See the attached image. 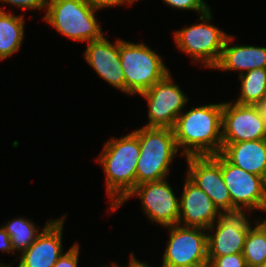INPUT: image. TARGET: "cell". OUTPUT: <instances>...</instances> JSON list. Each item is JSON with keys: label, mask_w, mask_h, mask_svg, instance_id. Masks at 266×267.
Returning a JSON list of instances; mask_svg holds the SVG:
<instances>
[{"label": "cell", "mask_w": 266, "mask_h": 267, "mask_svg": "<svg viewBox=\"0 0 266 267\" xmlns=\"http://www.w3.org/2000/svg\"><path fill=\"white\" fill-rule=\"evenodd\" d=\"M24 15L0 8V61L20 51L24 39Z\"/></svg>", "instance_id": "obj_19"}, {"label": "cell", "mask_w": 266, "mask_h": 267, "mask_svg": "<svg viewBox=\"0 0 266 267\" xmlns=\"http://www.w3.org/2000/svg\"><path fill=\"white\" fill-rule=\"evenodd\" d=\"M223 102L200 105L182 112L173 127L180 155L213 156L222 150ZM182 151V152H181Z\"/></svg>", "instance_id": "obj_1"}, {"label": "cell", "mask_w": 266, "mask_h": 267, "mask_svg": "<svg viewBox=\"0 0 266 267\" xmlns=\"http://www.w3.org/2000/svg\"><path fill=\"white\" fill-rule=\"evenodd\" d=\"M79 244L75 242L72 247L64 252L53 267H77L79 259Z\"/></svg>", "instance_id": "obj_25"}, {"label": "cell", "mask_w": 266, "mask_h": 267, "mask_svg": "<svg viewBox=\"0 0 266 267\" xmlns=\"http://www.w3.org/2000/svg\"><path fill=\"white\" fill-rule=\"evenodd\" d=\"M66 214L57 219H49L41 234L23 252L18 260V267H53L63 252L62 232ZM0 262V267H12Z\"/></svg>", "instance_id": "obj_14"}, {"label": "cell", "mask_w": 266, "mask_h": 267, "mask_svg": "<svg viewBox=\"0 0 266 267\" xmlns=\"http://www.w3.org/2000/svg\"><path fill=\"white\" fill-rule=\"evenodd\" d=\"M130 261L129 264L127 266L124 267H152L151 265L149 266V264H147V262H141L139 259H136V257L134 256L133 253L130 254ZM115 267H119L118 263H114Z\"/></svg>", "instance_id": "obj_29"}, {"label": "cell", "mask_w": 266, "mask_h": 267, "mask_svg": "<svg viewBox=\"0 0 266 267\" xmlns=\"http://www.w3.org/2000/svg\"><path fill=\"white\" fill-rule=\"evenodd\" d=\"M255 224L249 228L244 241L242 254L247 267H259L266 261V226L260 219Z\"/></svg>", "instance_id": "obj_21"}, {"label": "cell", "mask_w": 266, "mask_h": 267, "mask_svg": "<svg viewBox=\"0 0 266 267\" xmlns=\"http://www.w3.org/2000/svg\"><path fill=\"white\" fill-rule=\"evenodd\" d=\"M119 54L127 95L147 91L170 72L161 56L143 42L119 38Z\"/></svg>", "instance_id": "obj_5"}, {"label": "cell", "mask_w": 266, "mask_h": 267, "mask_svg": "<svg viewBox=\"0 0 266 267\" xmlns=\"http://www.w3.org/2000/svg\"><path fill=\"white\" fill-rule=\"evenodd\" d=\"M186 176L213 201L222 213H232V202L221 172V154L186 157Z\"/></svg>", "instance_id": "obj_11"}, {"label": "cell", "mask_w": 266, "mask_h": 267, "mask_svg": "<svg viewBox=\"0 0 266 267\" xmlns=\"http://www.w3.org/2000/svg\"><path fill=\"white\" fill-rule=\"evenodd\" d=\"M259 267H266V261L263 264H261Z\"/></svg>", "instance_id": "obj_33"}, {"label": "cell", "mask_w": 266, "mask_h": 267, "mask_svg": "<svg viewBox=\"0 0 266 267\" xmlns=\"http://www.w3.org/2000/svg\"><path fill=\"white\" fill-rule=\"evenodd\" d=\"M0 3L9 4L23 10H46L48 0H0Z\"/></svg>", "instance_id": "obj_26"}, {"label": "cell", "mask_w": 266, "mask_h": 267, "mask_svg": "<svg viewBox=\"0 0 266 267\" xmlns=\"http://www.w3.org/2000/svg\"><path fill=\"white\" fill-rule=\"evenodd\" d=\"M241 83L236 103L254 105L266 97V68H256L239 76Z\"/></svg>", "instance_id": "obj_20"}, {"label": "cell", "mask_w": 266, "mask_h": 267, "mask_svg": "<svg viewBox=\"0 0 266 267\" xmlns=\"http://www.w3.org/2000/svg\"><path fill=\"white\" fill-rule=\"evenodd\" d=\"M263 211L266 213V203L264 204V207H263V209H262V212H263ZM260 222H262V223L266 226V219H265V220H262V219H261Z\"/></svg>", "instance_id": "obj_31"}, {"label": "cell", "mask_w": 266, "mask_h": 267, "mask_svg": "<svg viewBox=\"0 0 266 267\" xmlns=\"http://www.w3.org/2000/svg\"><path fill=\"white\" fill-rule=\"evenodd\" d=\"M0 250L3 253H15L11 245V239L2 226L0 227Z\"/></svg>", "instance_id": "obj_28"}, {"label": "cell", "mask_w": 266, "mask_h": 267, "mask_svg": "<svg viewBox=\"0 0 266 267\" xmlns=\"http://www.w3.org/2000/svg\"><path fill=\"white\" fill-rule=\"evenodd\" d=\"M221 172L230 193L232 213L248 211L250 214L254 210L262 212L266 203L263 177L234 166L222 155Z\"/></svg>", "instance_id": "obj_10"}, {"label": "cell", "mask_w": 266, "mask_h": 267, "mask_svg": "<svg viewBox=\"0 0 266 267\" xmlns=\"http://www.w3.org/2000/svg\"><path fill=\"white\" fill-rule=\"evenodd\" d=\"M208 267H247L242 253L208 256Z\"/></svg>", "instance_id": "obj_23"}, {"label": "cell", "mask_w": 266, "mask_h": 267, "mask_svg": "<svg viewBox=\"0 0 266 267\" xmlns=\"http://www.w3.org/2000/svg\"><path fill=\"white\" fill-rule=\"evenodd\" d=\"M185 94L174 83L170 72L147 91L139 94L146 99L148 105V123L145 127L173 129L177 117L189 101Z\"/></svg>", "instance_id": "obj_8"}, {"label": "cell", "mask_w": 266, "mask_h": 267, "mask_svg": "<svg viewBox=\"0 0 266 267\" xmlns=\"http://www.w3.org/2000/svg\"><path fill=\"white\" fill-rule=\"evenodd\" d=\"M89 2L99 11L100 9H105L109 7H118L124 4L133 5L135 0H89Z\"/></svg>", "instance_id": "obj_27"}, {"label": "cell", "mask_w": 266, "mask_h": 267, "mask_svg": "<svg viewBox=\"0 0 266 267\" xmlns=\"http://www.w3.org/2000/svg\"><path fill=\"white\" fill-rule=\"evenodd\" d=\"M266 139V128L254 105L223 102L222 143Z\"/></svg>", "instance_id": "obj_12"}, {"label": "cell", "mask_w": 266, "mask_h": 267, "mask_svg": "<svg viewBox=\"0 0 266 267\" xmlns=\"http://www.w3.org/2000/svg\"><path fill=\"white\" fill-rule=\"evenodd\" d=\"M133 132L138 136L140 145L136 185L167 179L169 166L180 152L173 129L143 126Z\"/></svg>", "instance_id": "obj_3"}, {"label": "cell", "mask_w": 266, "mask_h": 267, "mask_svg": "<svg viewBox=\"0 0 266 267\" xmlns=\"http://www.w3.org/2000/svg\"><path fill=\"white\" fill-rule=\"evenodd\" d=\"M167 179L136 185L129 196L114 210L120 208L133 195L141 200L143 214L162 227L178 224L180 198H177ZM145 212V213H144Z\"/></svg>", "instance_id": "obj_9"}, {"label": "cell", "mask_w": 266, "mask_h": 267, "mask_svg": "<svg viewBox=\"0 0 266 267\" xmlns=\"http://www.w3.org/2000/svg\"><path fill=\"white\" fill-rule=\"evenodd\" d=\"M160 267H208L207 229L173 225Z\"/></svg>", "instance_id": "obj_7"}, {"label": "cell", "mask_w": 266, "mask_h": 267, "mask_svg": "<svg viewBox=\"0 0 266 267\" xmlns=\"http://www.w3.org/2000/svg\"><path fill=\"white\" fill-rule=\"evenodd\" d=\"M179 197L178 225L208 229L222 215L210 197L187 176L184 181L183 192Z\"/></svg>", "instance_id": "obj_16"}, {"label": "cell", "mask_w": 266, "mask_h": 267, "mask_svg": "<svg viewBox=\"0 0 266 267\" xmlns=\"http://www.w3.org/2000/svg\"><path fill=\"white\" fill-rule=\"evenodd\" d=\"M104 267H108V266H104ZM110 267H115V265H114V264H112V265H110Z\"/></svg>", "instance_id": "obj_34"}, {"label": "cell", "mask_w": 266, "mask_h": 267, "mask_svg": "<svg viewBox=\"0 0 266 267\" xmlns=\"http://www.w3.org/2000/svg\"><path fill=\"white\" fill-rule=\"evenodd\" d=\"M234 36L229 34L222 55L214 70L237 71L239 76L256 68H266V47L234 45Z\"/></svg>", "instance_id": "obj_17"}, {"label": "cell", "mask_w": 266, "mask_h": 267, "mask_svg": "<svg viewBox=\"0 0 266 267\" xmlns=\"http://www.w3.org/2000/svg\"><path fill=\"white\" fill-rule=\"evenodd\" d=\"M247 212L225 213L210 226L208 256H223L242 253L244 241L252 226ZM213 232V233H212Z\"/></svg>", "instance_id": "obj_13"}, {"label": "cell", "mask_w": 266, "mask_h": 267, "mask_svg": "<svg viewBox=\"0 0 266 267\" xmlns=\"http://www.w3.org/2000/svg\"><path fill=\"white\" fill-rule=\"evenodd\" d=\"M4 224L5 223H3L2 227L11 239L14 252H23L26 250L42 232H39L35 223L24 217L14 218L5 225Z\"/></svg>", "instance_id": "obj_22"}, {"label": "cell", "mask_w": 266, "mask_h": 267, "mask_svg": "<svg viewBox=\"0 0 266 267\" xmlns=\"http://www.w3.org/2000/svg\"><path fill=\"white\" fill-rule=\"evenodd\" d=\"M140 156L138 136L131 133L106 141L96 160L105 172L106 192L112 212L136 187V167Z\"/></svg>", "instance_id": "obj_2"}, {"label": "cell", "mask_w": 266, "mask_h": 267, "mask_svg": "<svg viewBox=\"0 0 266 267\" xmlns=\"http://www.w3.org/2000/svg\"><path fill=\"white\" fill-rule=\"evenodd\" d=\"M163 1L174 9L196 11L200 13V15L210 10V6L205 0H162V2Z\"/></svg>", "instance_id": "obj_24"}, {"label": "cell", "mask_w": 266, "mask_h": 267, "mask_svg": "<svg viewBox=\"0 0 266 267\" xmlns=\"http://www.w3.org/2000/svg\"><path fill=\"white\" fill-rule=\"evenodd\" d=\"M83 56L101 79L126 94V81L119 54V37L114 43L105 36L100 40L88 42Z\"/></svg>", "instance_id": "obj_15"}, {"label": "cell", "mask_w": 266, "mask_h": 267, "mask_svg": "<svg viewBox=\"0 0 266 267\" xmlns=\"http://www.w3.org/2000/svg\"><path fill=\"white\" fill-rule=\"evenodd\" d=\"M46 10L45 22L69 39L88 43L104 37L89 0H48Z\"/></svg>", "instance_id": "obj_4"}, {"label": "cell", "mask_w": 266, "mask_h": 267, "mask_svg": "<svg viewBox=\"0 0 266 267\" xmlns=\"http://www.w3.org/2000/svg\"><path fill=\"white\" fill-rule=\"evenodd\" d=\"M263 182H264V189H265V195H266V172L263 176Z\"/></svg>", "instance_id": "obj_32"}, {"label": "cell", "mask_w": 266, "mask_h": 267, "mask_svg": "<svg viewBox=\"0 0 266 267\" xmlns=\"http://www.w3.org/2000/svg\"><path fill=\"white\" fill-rule=\"evenodd\" d=\"M255 109L257 110L258 114L262 117L265 128H266V101H260L254 104Z\"/></svg>", "instance_id": "obj_30"}, {"label": "cell", "mask_w": 266, "mask_h": 267, "mask_svg": "<svg viewBox=\"0 0 266 267\" xmlns=\"http://www.w3.org/2000/svg\"><path fill=\"white\" fill-rule=\"evenodd\" d=\"M220 154L231 164L263 177L266 172V139L222 143Z\"/></svg>", "instance_id": "obj_18"}, {"label": "cell", "mask_w": 266, "mask_h": 267, "mask_svg": "<svg viewBox=\"0 0 266 267\" xmlns=\"http://www.w3.org/2000/svg\"><path fill=\"white\" fill-rule=\"evenodd\" d=\"M212 20L211 9L199 15L200 23L185 26L174 32L176 47L192 59V63L201 62L202 67L212 69L218 64L228 34L209 24Z\"/></svg>", "instance_id": "obj_6"}]
</instances>
